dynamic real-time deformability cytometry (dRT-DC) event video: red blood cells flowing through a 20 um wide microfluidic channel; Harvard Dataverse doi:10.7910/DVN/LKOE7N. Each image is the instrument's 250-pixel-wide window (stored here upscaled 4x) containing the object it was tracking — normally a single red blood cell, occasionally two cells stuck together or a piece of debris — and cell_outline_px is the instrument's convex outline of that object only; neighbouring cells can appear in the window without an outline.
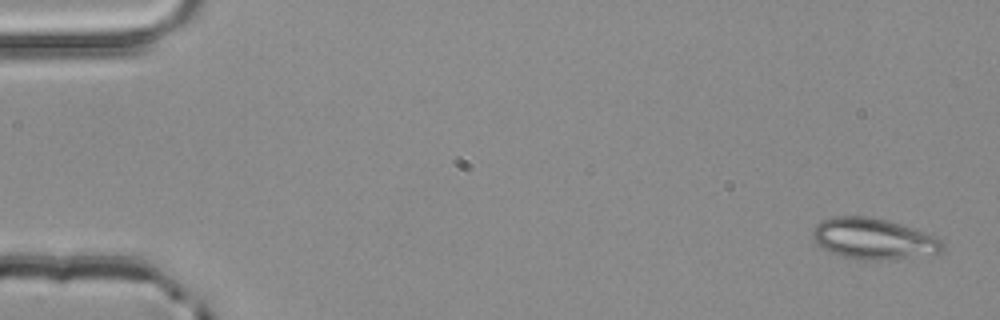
{"species": "common noctule bat (a hibernating species)", "species_latin": "Nyctalus noctula", "temperature_condition": "room temperature", "stored_images_in_passage": 4, "camera_frame_rate_fps": 3000, "um_per_image_px": 0.085, "animal": {"sex": "male", "body_mass_g": 20.4}, "frame": {"image": 1, "passage_image": 1, "time_ms": 0.0, "image_size_px": [1000, 320], "cell_outline_px": [[944, 252], [880, 260], [856, 260], [832, 252], [816, 244], [812, 236], [812, 232], [816, 224], [820, 220], [832, 216], [868, 216], [888, 220], [936, 236], [944, 244]], "centroid_in_image_um": [74.21, 20.28], "position_along_channel_um": 10.8, "area_um2": 30.92}}